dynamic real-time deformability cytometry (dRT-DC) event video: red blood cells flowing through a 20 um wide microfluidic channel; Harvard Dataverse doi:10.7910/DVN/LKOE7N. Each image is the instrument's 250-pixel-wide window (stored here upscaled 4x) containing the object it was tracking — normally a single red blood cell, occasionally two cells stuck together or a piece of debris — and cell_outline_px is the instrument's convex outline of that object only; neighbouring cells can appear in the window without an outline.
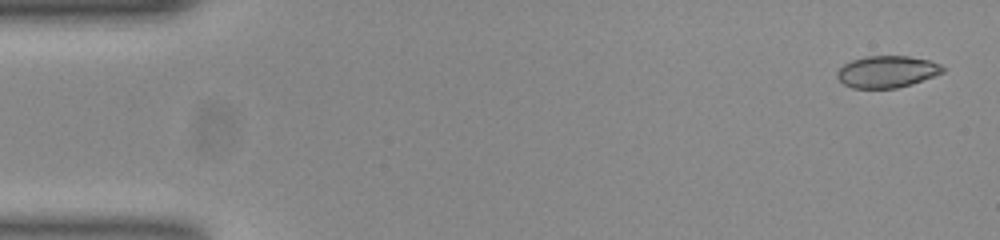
{"species": "common noctule bat (a hibernating species)", "species_latin": "Nyctalus noctula", "temperature_condition": "room temperature", "stored_images_in_passage": 52, "camera_frame_rate_fps": 3000, "um_per_image_px": 0.085, "animal": {"sex": "female", "body_mass_g": 23.0, "forearm_length_mm": 53.4}, "frame": {"image": 1, "passage_image": 2, "time_ms": 0.333, "image_size_px": [1000, 240], "cell_outline_px": [[944, 72], [912, 84], [896, 88], [852, 88], [844, 84], [836, 76], [836, 72], [844, 64], [852, 60], [864, 56], [908, 56], [928, 60], [940, 64], [944, 68]], "centroid_in_image_um": [75.38, 6.09], "position_along_channel_um": 9.6, "area_um2": 19.54}}
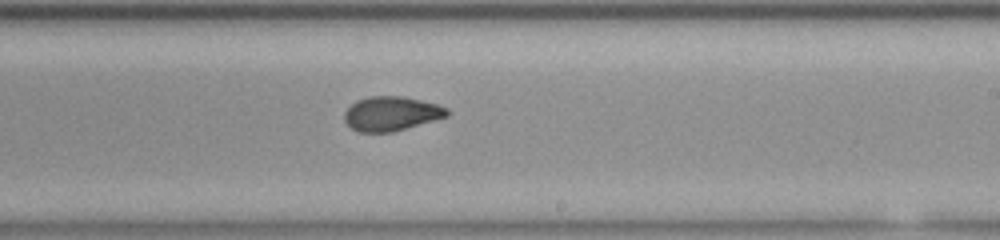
{"frame": {"image": 2, "passage_image": 31, "time_ms": 10.0, "image_size_px": [1000, 240], "cell_outline_px": [[448, 116], [392, 132], [360, 132], [352, 128], [344, 120], [344, 112], [356, 100], [368, 96], [404, 96], [436, 104], [448, 108]], "centroid_in_image_um": [33.24, 9.65], "position_along_channel_um": 255.8, "area_um2": 20.4}}
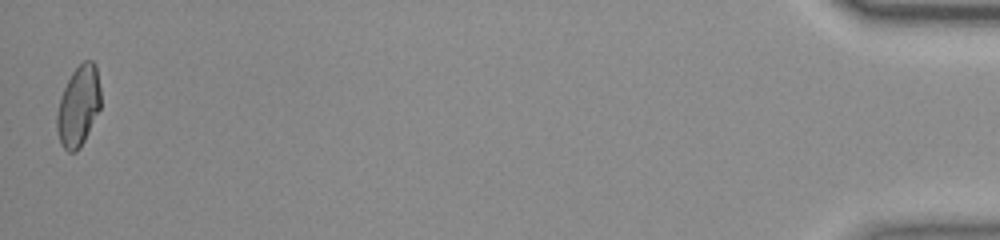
{"frame": {"image": 3, "passage_image": 52, "time_ms": 17.0, "image_size_px": [1000, 240], "cell_outline_px": [[100, 108], [80, 148], [76, 152], [68, 152], [60, 144], [56, 128], [56, 112], [60, 96], [72, 72], [84, 60], [92, 60], [96, 64], [100, 88]], "centroid_in_image_um": [6.65, 9.02], "position_along_channel_um": 428.5, "area_um2": 20.63}, "authors_computed_cell_mechanics": {"area_um2": 20.6924, "velocity_mm_per_s": 3.8744, "shape_relaxation_time_tau1_ms": null, "shape_relaxation_time_tau2_ms": 1.3449, "deformation_change_tau1": null, "deformation_change_tau2": 0.0655}}